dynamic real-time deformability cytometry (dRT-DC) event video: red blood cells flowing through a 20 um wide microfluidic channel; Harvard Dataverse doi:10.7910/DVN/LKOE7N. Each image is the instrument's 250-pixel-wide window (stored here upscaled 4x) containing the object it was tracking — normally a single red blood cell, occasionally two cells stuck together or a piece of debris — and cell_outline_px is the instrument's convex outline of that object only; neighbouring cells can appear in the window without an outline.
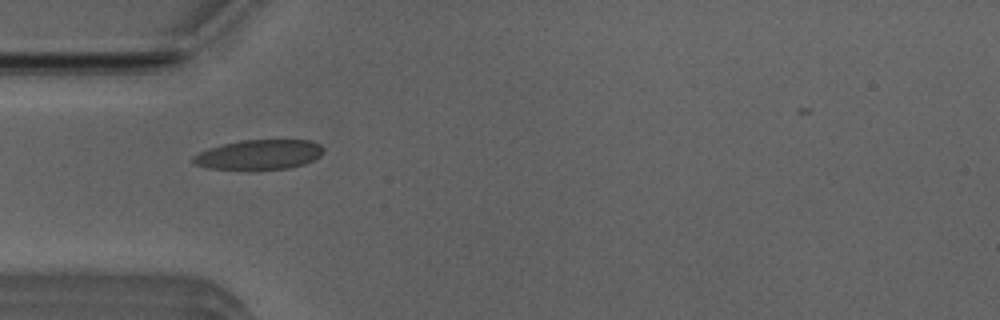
{"species": "Egyptian fruit bat (a non-hibernating species)", "species_latin": "Rousettus aegyptiacus", "temperature_condition": "room temperature", "stored_images_in_passage": 38, "camera_frame_rate_fps": 3000, "um_per_image_px": 0.085, "animal": {"sex": "male"}, "frame": {"image": 1, "passage_image": 5, "time_ms": 1.333, "image_size_px": [1000, 320], "cell_outline_px": [[324, 152], [320, 156], [304, 164], [288, 168], [248, 172], [208, 168], [196, 164], [192, 160], [192, 156], [208, 148], [240, 140], [312, 140], [320, 144], [324, 148]], "centroid_in_image_um": [22.01, 13.18], "position_along_channel_um": 63.0, "area_um2": 23.35}}
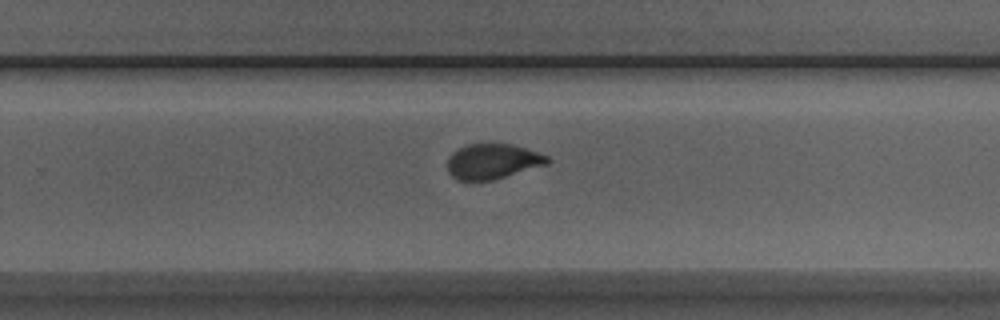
{"frame": {"image": 2, "passage_image": 22, "time_ms": 7.0, "image_size_px": [1000, 320], "cell_outline_px": [[552, 160], [548, 164], [492, 180], [456, 180], [448, 172], [448, 156], [452, 152], [468, 144], [512, 144], [548, 156]], "centroid_in_image_um": [41.87, 13.72], "position_along_channel_um": 287.9, "area_um2": 20.35}}
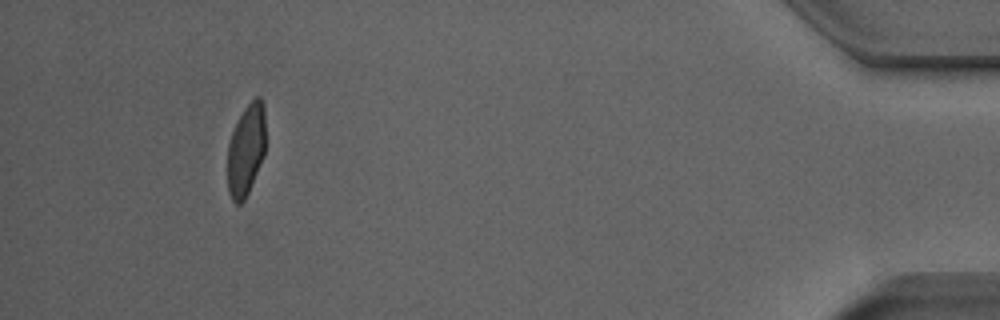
{"frame": {"image": 3, "passage_image": 37, "time_ms": 12.0, "image_size_px": [1000, 320], "cell_outline_px": [[264, 156], [248, 192], [244, 200], [240, 204], [236, 204], [232, 200], [228, 192], [228, 144], [232, 132], [244, 108], [256, 96], [260, 96], [264, 104]], "centroid_in_image_um": [20.91, 12.75], "position_along_channel_um": 414.3, "area_um2": 20.11}}